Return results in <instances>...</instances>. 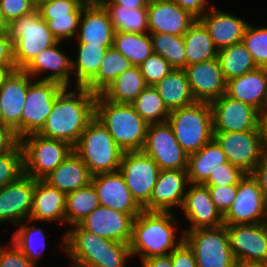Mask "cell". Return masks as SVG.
I'll use <instances>...</instances> for the list:
<instances>
[{"label":"cell","instance_id":"cell-1","mask_svg":"<svg viewBox=\"0 0 267 267\" xmlns=\"http://www.w3.org/2000/svg\"><path fill=\"white\" fill-rule=\"evenodd\" d=\"M76 91L67 92L65 87L56 97L53 109L48 115L43 128L38 132L41 136L62 140L75 146L95 117V100L97 94L86 87H77Z\"/></svg>","mask_w":267,"mask_h":267},{"label":"cell","instance_id":"cell-2","mask_svg":"<svg viewBox=\"0 0 267 267\" xmlns=\"http://www.w3.org/2000/svg\"><path fill=\"white\" fill-rule=\"evenodd\" d=\"M72 227L64 234L62 246L74 267H125L132 257L128 243L99 237L80 224Z\"/></svg>","mask_w":267,"mask_h":267},{"label":"cell","instance_id":"cell-3","mask_svg":"<svg viewBox=\"0 0 267 267\" xmlns=\"http://www.w3.org/2000/svg\"><path fill=\"white\" fill-rule=\"evenodd\" d=\"M176 223L172 211L143 210L133 222L129 243L132 256H141L142 263L150 257L169 255L184 241L183 232L180 239L176 238Z\"/></svg>","mask_w":267,"mask_h":267},{"label":"cell","instance_id":"cell-4","mask_svg":"<svg viewBox=\"0 0 267 267\" xmlns=\"http://www.w3.org/2000/svg\"><path fill=\"white\" fill-rule=\"evenodd\" d=\"M95 118L108 130L116 144L125 151H142L148 123L132 104H120L97 94Z\"/></svg>","mask_w":267,"mask_h":267},{"label":"cell","instance_id":"cell-5","mask_svg":"<svg viewBox=\"0 0 267 267\" xmlns=\"http://www.w3.org/2000/svg\"><path fill=\"white\" fill-rule=\"evenodd\" d=\"M73 151L85 163L92 176L119 170L124 154L95 117L88 123Z\"/></svg>","mask_w":267,"mask_h":267},{"label":"cell","instance_id":"cell-6","mask_svg":"<svg viewBox=\"0 0 267 267\" xmlns=\"http://www.w3.org/2000/svg\"><path fill=\"white\" fill-rule=\"evenodd\" d=\"M8 35L13 41L17 70H24L39 53L58 42L38 9L12 20Z\"/></svg>","mask_w":267,"mask_h":267},{"label":"cell","instance_id":"cell-7","mask_svg":"<svg viewBox=\"0 0 267 267\" xmlns=\"http://www.w3.org/2000/svg\"><path fill=\"white\" fill-rule=\"evenodd\" d=\"M167 122L183 150L190 155L213 139L210 103L198 102L170 111Z\"/></svg>","mask_w":267,"mask_h":267},{"label":"cell","instance_id":"cell-8","mask_svg":"<svg viewBox=\"0 0 267 267\" xmlns=\"http://www.w3.org/2000/svg\"><path fill=\"white\" fill-rule=\"evenodd\" d=\"M24 154V174L43 180L73 151L69 143L47 138L38 133L20 139Z\"/></svg>","mask_w":267,"mask_h":267},{"label":"cell","instance_id":"cell-9","mask_svg":"<svg viewBox=\"0 0 267 267\" xmlns=\"http://www.w3.org/2000/svg\"><path fill=\"white\" fill-rule=\"evenodd\" d=\"M184 241L193 250L197 267H235L226 225L199 228L184 233Z\"/></svg>","mask_w":267,"mask_h":267},{"label":"cell","instance_id":"cell-10","mask_svg":"<svg viewBox=\"0 0 267 267\" xmlns=\"http://www.w3.org/2000/svg\"><path fill=\"white\" fill-rule=\"evenodd\" d=\"M119 171L133 198L143 208L150 201L161 169L143 151H125Z\"/></svg>","mask_w":267,"mask_h":267},{"label":"cell","instance_id":"cell-11","mask_svg":"<svg viewBox=\"0 0 267 267\" xmlns=\"http://www.w3.org/2000/svg\"><path fill=\"white\" fill-rule=\"evenodd\" d=\"M142 151L150 156L161 170L187 169L188 155L179 145L167 121L148 125Z\"/></svg>","mask_w":267,"mask_h":267},{"label":"cell","instance_id":"cell-12","mask_svg":"<svg viewBox=\"0 0 267 267\" xmlns=\"http://www.w3.org/2000/svg\"><path fill=\"white\" fill-rule=\"evenodd\" d=\"M227 160L246 174H251L263 152L260 128L241 132L213 133Z\"/></svg>","mask_w":267,"mask_h":267},{"label":"cell","instance_id":"cell-13","mask_svg":"<svg viewBox=\"0 0 267 267\" xmlns=\"http://www.w3.org/2000/svg\"><path fill=\"white\" fill-rule=\"evenodd\" d=\"M65 87L53 81H32L21 115V138L38 133L53 109L57 95Z\"/></svg>","mask_w":267,"mask_h":267},{"label":"cell","instance_id":"cell-14","mask_svg":"<svg viewBox=\"0 0 267 267\" xmlns=\"http://www.w3.org/2000/svg\"><path fill=\"white\" fill-rule=\"evenodd\" d=\"M266 198L252 174L238 183L234 201L223 216L224 225L256 224L265 222Z\"/></svg>","mask_w":267,"mask_h":267},{"label":"cell","instance_id":"cell-15","mask_svg":"<svg viewBox=\"0 0 267 267\" xmlns=\"http://www.w3.org/2000/svg\"><path fill=\"white\" fill-rule=\"evenodd\" d=\"M213 133L241 132L260 128V112L249 104L222 95L210 103Z\"/></svg>","mask_w":267,"mask_h":267},{"label":"cell","instance_id":"cell-16","mask_svg":"<svg viewBox=\"0 0 267 267\" xmlns=\"http://www.w3.org/2000/svg\"><path fill=\"white\" fill-rule=\"evenodd\" d=\"M236 262L267 263V224L226 225Z\"/></svg>","mask_w":267,"mask_h":267},{"label":"cell","instance_id":"cell-17","mask_svg":"<svg viewBox=\"0 0 267 267\" xmlns=\"http://www.w3.org/2000/svg\"><path fill=\"white\" fill-rule=\"evenodd\" d=\"M32 77L24 70H14L0 85L1 124L10 127L21 139V115Z\"/></svg>","mask_w":267,"mask_h":267},{"label":"cell","instance_id":"cell-18","mask_svg":"<svg viewBox=\"0 0 267 267\" xmlns=\"http://www.w3.org/2000/svg\"><path fill=\"white\" fill-rule=\"evenodd\" d=\"M137 215L126 214L100 205L79 224L99 237L129 244L133 222Z\"/></svg>","mask_w":267,"mask_h":267},{"label":"cell","instance_id":"cell-19","mask_svg":"<svg viewBox=\"0 0 267 267\" xmlns=\"http://www.w3.org/2000/svg\"><path fill=\"white\" fill-rule=\"evenodd\" d=\"M193 97L198 102H208L226 94L227 82L218 57L184 68Z\"/></svg>","mask_w":267,"mask_h":267},{"label":"cell","instance_id":"cell-20","mask_svg":"<svg viewBox=\"0 0 267 267\" xmlns=\"http://www.w3.org/2000/svg\"><path fill=\"white\" fill-rule=\"evenodd\" d=\"M91 183L96 190L100 205L126 214H139L143 211L130 193L119 170L93 175Z\"/></svg>","mask_w":267,"mask_h":267},{"label":"cell","instance_id":"cell-21","mask_svg":"<svg viewBox=\"0 0 267 267\" xmlns=\"http://www.w3.org/2000/svg\"><path fill=\"white\" fill-rule=\"evenodd\" d=\"M35 179L24 174L0 189V223L18 224L29 220L32 211Z\"/></svg>","mask_w":267,"mask_h":267},{"label":"cell","instance_id":"cell-22","mask_svg":"<svg viewBox=\"0 0 267 267\" xmlns=\"http://www.w3.org/2000/svg\"><path fill=\"white\" fill-rule=\"evenodd\" d=\"M181 208L191 224L189 229L184 230L183 233L199 228L218 227L224 224L223 216L217 210L209 188L203 184H191L189 186Z\"/></svg>","mask_w":267,"mask_h":267},{"label":"cell","instance_id":"cell-23","mask_svg":"<svg viewBox=\"0 0 267 267\" xmlns=\"http://www.w3.org/2000/svg\"><path fill=\"white\" fill-rule=\"evenodd\" d=\"M77 32V42L110 48L115 30L105 7L99 2L83 7Z\"/></svg>","mask_w":267,"mask_h":267},{"label":"cell","instance_id":"cell-24","mask_svg":"<svg viewBox=\"0 0 267 267\" xmlns=\"http://www.w3.org/2000/svg\"><path fill=\"white\" fill-rule=\"evenodd\" d=\"M187 169L161 170L152 190L150 201L143 207L146 211H172L182 206L187 185Z\"/></svg>","mask_w":267,"mask_h":267},{"label":"cell","instance_id":"cell-25","mask_svg":"<svg viewBox=\"0 0 267 267\" xmlns=\"http://www.w3.org/2000/svg\"><path fill=\"white\" fill-rule=\"evenodd\" d=\"M147 10L148 33L184 35L197 19L173 0L150 3Z\"/></svg>","mask_w":267,"mask_h":267},{"label":"cell","instance_id":"cell-26","mask_svg":"<svg viewBox=\"0 0 267 267\" xmlns=\"http://www.w3.org/2000/svg\"><path fill=\"white\" fill-rule=\"evenodd\" d=\"M199 20L207 28L213 44L219 51L242 42L248 22L243 19L210 7Z\"/></svg>","mask_w":267,"mask_h":267},{"label":"cell","instance_id":"cell-27","mask_svg":"<svg viewBox=\"0 0 267 267\" xmlns=\"http://www.w3.org/2000/svg\"><path fill=\"white\" fill-rule=\"evenodd\" d=\"M226 95L249 104L262 113L267 98V68L257 67L227 81Z\"/></svg>","mask_w":267,"mask_h":267},{"label":"cell","instance_id":"cell-28","mask_svg":"<svg viewBox=\"0 0 267 267\" xmlns=\"http://www.w3.org/2000/svg\"><path fill=\"white\" fill-rule=\"evenodd\" d=\"M60 43L61 41H58L55 45L44 49L31 61L24 71L32 78H36L41 73L43 74V72L51 70V73L38 80L57 82L68 88L72 71V59L66 56L60 48L58 49Z\"/></svg>","mask_w":267,"mask_h":267},{"label":"cell","instance_id":"cell-29","mask_svg":"<svg viewBox=\"0 0 267 267\" xmlns=\"http://www.w3.org/2000/svg\"><path fill=\"white\" fill-rule=\"evenodd\" d=\"M66 194L44 180H35L30 221L65 223Z\"/></svg>","mask_w":267,"mask_h":267},{"label":"cell","instance_id":"cell-30","mask_svg":"<svg viewBox=\"0 0 267 267\" xmlns=\"http://www.w3.org/2000/svg\"><path fill=\"white\" fill-rule=\"evenodd\" d=\"M92 175L80 157L72 151L69 156L43 180L68 194L91 182Z\"/></svg>","mask_w":267,"mask_h":267},{"label":"cell","instance_id":"cell-31","mask_svg":"<svg viewBox=\"0 0 267 267\" xmlns=\"http://www.w3.org/2000/svg\"><path fill=\"white\" fill-rule=\"evenodd\" d=\"M228 162L217 142L212 139L198 152L188 155L187 175L190 184H204L220 164Z\"/></svg>","mask_w":267,"mask_h":267},{"label":"cell","instance_id":"cell-32","mask_svg":"<svg viewBox=\"0 0 267 267\" xmlns=\"http://www.w3.org/2000/svg\"><path fill=\"white\" fill-rule=\"evenodd\" d=\"M169 111L196 102L184 69H174L154 85Z\"/></svg>","mask_w":267,"mask_h":267},{"label":"cell","instance_id":"cell-33","mask_svg":"<svg viewBox=\"0 0 267 267\" xmlns=\"http://www.w3.org/2000/svg\"><path fill=\"white\" fill-rule=\"evenodd\" d=\"M147 86L139 66H132L121 73L101 94L115 103L132 104Z\"/></svg>","mask_w":267,"mask_h":267},{"label":"cell","instance_id":"cell-34","mask_svg":"<svg viewBox=\"0 0 267 267\" xmlns=\"http://www.w3.org/2000/svg\"><path fill=\"white\" fill-rule=\"evenodd\" d=\"M183 36L186 66L217 57L218 50L213 44L207 28L199 19H196Z\"/></svg>","mask_w":267,"mask_h":267},{"label":"cell","instance_id":"cell-35","mask_svg":"<svg viewBox=\"0 0 267 267\" xmlns=\"http://www.w3.org/2000/svg\"><path fill=\"white\" fill-rule=\"evenodd\" d=\"M132 66V63L112 46L106 50L97 75L85 87L92 93L101 94L121 73Z\"/></svg>","mask_w":267,"mask_h":267},{"label":"cell","instance_id":"cell-36","mask_svg":"<svg viewBox=\"0 0 267 267\" xmlns=\"http://www.w3.org/2000/svg\"><path fill=\"white\" fill-rule=\"evenodd\" d=\"M100 206L93 184L66 194L65 224L77 225Z\"/></svg>","mask_w":267,"mask_h":267},{"label":"cell","instance_id":"cell-37","mask_svg":"<svg viewBox=\"0 0 267 267\" xmlns=\"http://www.w3.org/2000/svg\"><path fill=\"white\" fill-rule=\"evenodd\" d=\"M217 57L226 82L257 68L252 55L242 42L219 50Z\"/></svg>","mask_w":267,"mask_h":267},{"label":"cell","instance_id":"cell-38","mask_svg":"<svg viewBox=\"0 0 267 267\" xmlns=\"http://www.w3.org/2000/svg\"><path fill=\"white\" fill-rule=\"evenodd\" d=\"M107 48L86 43H78V57L72 61L76 73L77 87H85L98 73Z\"/></svg>","mask_w":267,"mask_h":267},{"label":"cell","instance_id":"cell-39","mask_svg":"<svg viewBox=\"0 0 267 267\" xmlns=\"http://www.w3.org/2000/svg\"><path fill=\"white\" fill-rule=\"evenodd\" d=\"M113 47L123 54L133 66H139L152 53V41L149 33L137 34L115 32Z\"/></svg>","mask_w":267,"mask_h":267},{"label":"cell","instance_id":"cell-40","mask_svg":"<svg viewBox=\"0 0 267 267\" xmlns=\"http://www.w3.org/2000/svg\"><path fill=\"white\" fill-rule=\"evenodd\" d=\"M107 10L115 32L144 34L148 31V10L129 9L120 5H103Z\"/></svg>","mask_w":267,"mask_h":267},{"label":"cell","instance_id":"cell-41","mask_svg":"<svg viewBox=\"0 0 267 267\" xmlns=\"http://www.w3.org/2000/svg\"><path fill=\"white\" fill-rule=\"evenodd\" d=\"M153 52L161 55L174 69L186 67V53L183 35L149 33Z\"/></svg>","mask_w":267,"mask_h":267},{"label":"cell","instance_id":"cell-42","mask_svg":"<svg viewBox=\"0 0 267 267\" xmlns=\"http://www.w3.org/2000/svg\"><path fill=\"white\" fill-rule=\"evenodd\" d=\"M132 105L148 124L166 122L170 114L154 86H147Z\"/></svg>","mask_w":267,"mask_h":267},{"label":"cell","instance_id":"cell-43","mask_svg":"<svg viewBox=\"0 0 267 267\" xmlns=\"http://www.w3.org/2000/svg\"><path fill=\"white\" fill-rule=\"evenodd\" d=\"M21 223L13 234L12 242L37 267L42 250L46 247L45 234L40 227L26 226L23 221ZM37 244H41V247Z\"/></svg>","mask_w":267,"mask_h":267},{"label":"cell","instance_id":"cell-44","mask_svg":"<svg viewBox=\"0 0 267 267\" xmlns=\"http://www.w3.org/2000/svg\"><path fill=\"white\" fill-rule=\"evenodd\" d=\"M242 43L252 55L257 67L267 68V27H254L248 23Z\"/></svg>","mask_w":267,"mask_h":267},{"label":"cell","instance_id":"cell-45","mask_svg":"<svg viewBox=\"0 0 267 267\" xmlns=\"http://www.w3.org/2000/svg\"><path fill=\"white\" fill-rule=\"evenodd\" d=\"M24 175V154L20 142L10 151L0 155V189Z\"/></svg>","mask_w":267,"mask_h":267},{"label":"cell","instance_id":"cell-46","mask_svg":"<svg viewBox=\"0 0 267 267\" xmlns=\"http://www.w3.org/2000/svg\"><path fill=\"white\" fill-rule=\"evenodd\" d=\"M86 5L81 0H43L37 5V9L43 19L68 16L72 12H82Z\"/></svg>","mask_w":267,"mask_h":267},{"label":"cell","instance_id":"cell-47","mask_svg":"<svg viewBox=\"0 0 267 267\" xmlns=\"http://www.w3.org/2000/svg\"><path fill=\"white\" fill-rule=\"evenodd\" d=\"M139 68L148 86H154L174 70L161 55L154 52L139 65Z\"/></svg>","mask_w":267,"mask_h":267},{"label":"cell","instance_id":"cell-48","mask_svg":"<svg viewBox=\"0 0 267 267\" xmlns=\"http://www.w3.org/2000/svg\"><path fill=\"white\" fill-rule=\"evenodd\" d=\"M81 14L82 12H72L68 16L44 20L47 22L53 36L58 41H64L65 38H72L77 35Z\"/></svg>","mask_w":267,"mask_h":267},{"label":"cell","instance_id":"cell-49","mask_svg":"<svg viewBox=\"0 0 267 267\" xmlns=\"http://www.w3.org/2000/svg\"><path fill=\"white\" fill-rule=\"evenodd\" d=\"M246 175L239 167L231 164L229 161L219 165L212 172L208 180L203 184L205 186H223L238 185L239 181Z\"/></svg>","mask_w":267,"mask_h":267},{"label":"cell","instance_id":"cell-50","mask_svg":"<svg viewBox=\"0 0 267 267\" xmlns=\"http://www.w3.org/2000/svg\"><path fill=\"white\" fill-rule=\"evenodd\" d=\"M217 210L224 216L235 199L238 185L207 186Z\"/></svg>","mask_w":267,"mask_h":267},{"label":"cell","instance_id":"cell-51","mask_svg":"<svg viewBox=\"0 0 267 267\" xmlns=\"http://www.w3.org/2000/svg\"><path fill=\"white\" fill-rule=\"evenodd\" d=\"M0 9L8 23L37 9L33 0H0Z\"/></svg>","mask_w":267,"mask_h":267},{"label":"cell","instance_id":"cell-52","mask_svg":"<svg viewBox=\"0 0 267 267\" xmlns=\"http://www.w3.org/2000/svg\"><path fill=\"white\" fill-rule=\"evenodd\" d=\"M10 245L8 250L0 245V267H36L13 242Z\"/></svg>","mask_w":267,"mask_h":267},{"label":"cell","instance_id":"cell-53","mask_svg":"<svg viewBox=\"0 0 267 267\" xmlns=\"http://www.w3.org/2000/svg\"><path fill=\"white\" fill-rule=\"evenodd\" d=\"M172 267H197L193 250L183 241L171 253Z\"/></svg>","mask_w":267,"mask_h":267},{"label":"cell","instance_id":"cell-54","mask_svg":"<svg viewBox=\"0 0 267 267\" xmlns=\"http://www.w3.org/2000/svg\"><path fill=\"white\" fill-rule=\"evenodd\" d=\"M252 176L258 181L259 188L263 196L267 199V151L263 150L260 160L251 173Z\"/></svg>","mask_w":267,"mask_h":267},{"label":"cell","instance_id":"cell-55","mask_svg":"<svg viewBox=\"0 0 267 267\" xmlns=\"http://www.w3.org/2000/svg\"><path fill=\"white\" fill-rule=\"evenodd\" d=\"M19 142L10 127L0 124V155L10 152Z\"/></svg>","mask_w":267,"mask_h":267},{"label":"cell","instance_id":"cell-56","mask_svg":"<svg viewBox=\"0 0 267 267\" xmlns=\"http://www.w3.org/2000/svg\"><path fill=\"white\" fill-rule=\"evenodd\" d=\"M0 65H15L13 41L8 33L0 34Z\"/></svg>","mask_w":267,"mask_h":267},{"label":"cell","instance_id":"cell-57","mask_svg":"<svg viewBox=\"0 0 267 267\" xmlns=\"http://www.w3.org/2000/svg\"><path fill=\"white\" fill-rule=\"evenodd\" d=\"M182 9L189 11L193 16L199 19L204 15L206 10L207 0H173Z\"/></svg>","mask_w":267,"mask_h":267},{"label":"cell","instance_id":"cell-58","mask_svg":"<svg viewBox=\"0 0 267 267\" xmlns=\"http://www.w3.org/2000/svg\"><path fill=\"white\" fill-rule=\"evenodd\" d=\"M102 5H120L129 9L148 7L146 0H98Z\"/></svg>","mask_w":267,"mask_h":267},{"label":"cell","instance_id":"cell-59","mask_svg":"<svg viewBox=\"0 0 267 267\" xmlns=\"http://www.w3.org/2000/svg\"><path fill=\"white\" fill-rule=\"evenodd\" d=\"M141 265L142 267H172V262L169 254L147 258L141 263Z\"/></svg>","mask_w":267,"mask_h":267},{"label":"cell","instance_id":"cell-60","mask_svg":"<svg viewBox=\"0 0 267 267\" xmlns=\"http://www.w3.org/2000/svg\"><path fill=\"white\" fill-rule=\"evenodd\" d=\"M260 131L263 143V149L267 151V114H260Z\"/></svg>","mask_w":267,"mask_h":267},{"label":"cell","instance_id":"cell-61","mask_svg":"<svg viewBox=\"0 0 267 267\" xmlns=\"http://www.w3.org/2000/svg\"><path fill=\"white\" fill-rule=\"evenodd\" d=\"M14 70H16L15 65H0V85Z\"/></svg>","mask_w":267,"mask_h":267},{"label":"cell","instance_id":"cell-62","mask_svg":"<svg viewBox=\"0 0 267 267\" xmlns=\"http://www.w3.org/2000/svg\"><path fill=\"white\" fill-rule=\"evenodd\" d=\"M9 23L5 19L2 10L0 9V34L8 33Z\"/></svg>","mask_w":267,"mask_h":267},{"label":"cell","instance_id":"cell-63","mask_svg":"<svg viewBox=\"0 0 267 267\" xmlns=\"http://www.w3.org/2000/svg\"><path fill=\"white\" fill-rule=\"evenodd\" d=\"M235 267H267V263L236 262Z\"/></svg>","mask_w":267,"mask_h":267},{"label":"cell","instance_id":"cell-64","mask_svg":"<svg viewBox=\"0 0 267 267\" xmlns=\"http://www.w3.org/2000/svg\"><path fill=\"white\" fill-rule=\"evenodd\" d=\"M260 114H267V98H266L264 109H263L262 113H260Z\"/></svg>","mask_w":267,"mask_h":267},{"label":"cell","instance_id":"cell-65","mask_svg":"<svg viewBox=\"0 0 267 267\" xmlns=\"http://www.w3.org/2000/svg\"><path fill=\"white\" fill-rule=\"evenodd\" d=\"M86 4L97 2L98 0H81Z\"/></svg>","mask_w":267,"mask_h":267},{"label":"cell","instance_id":"cell-66","mask_svg":"<svg viewBox=\"0 0 267 267\" xmlns=\"http://www.w3.org/2000/svg\"><path fill=\"white\" fill-rule=\"evenodd\" d=\"M148 4L154 3V2H160V1H167V0H146Z\"/></svg>","mask_w":267,"mask_h":267},{"label":"cell","instance_id":"cell-67","mask_svg":"<svg viewBox=\"0 0 267 267\" xmlns=\"http://www.w3.org/2000/svg\"><path fill=\"white\" fill-rule=\"evenodd\" d=\"M265 223L267 224V199H266V216H265Z\"/></svg>","mask_w":267,"mask_h":267},{"label":"cell","instance_id":"cell-68","mask_svg":"<svg viewBox=\"0 0 267 267\" xmlns=\"http://www.w3.org/2000/svg\"><path fill=\"white\" fill-rule=\"evenodd\" d=\"M36 5H38L43 0H33Z\"/></svg>","mask_w":267,"mask_h":267}]
</instances>
